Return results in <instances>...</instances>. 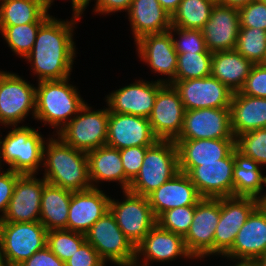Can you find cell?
<instances>
[{
	"label": "cell",
	"mask_w": 266,
	"mask_h": 266,
	"mask_svg": "<svg viewBox=\"0 0 266 266\" xmlns=\"http://www.w3.org/2000/svg\"><path fill=\"white\" fill-rule=\"evenodd\" d=\"M185 108L178 91L171 84H164L157 92L149 122L158 140L175 141L183 127Z\"/></svg>",
	"instance_id": "obj_15"
},
{
	"label": "cell",
	"mask_w": 266,
	"mask_h": 266,
	"mask_svg": "<svg viewBox=\"0 0 266 266\" xmlns=\"http://www.w3.org/2000/svg\"><path fill=\"white\" fill-rule=\"evenodd\" d=\"M234 163L233 196L260 199L263 186H265L263 184H266V176L262 174L261 166L250 157L244 156L236 148L234 149Z\"/></svg>",
	"instance_id": "obj_32"
},
{
	"label": "cell",
	"mask_w": 266,
	"mask_h": 266,
	"mask_svg": "<svg viewBox=\"0 0 266 266\" xmlns=\"http://www.w3.org/2000/svg\"><path fill=\"white\" fill-rule=\"evenodd\" d=\"M266 253V209L260 204L251 212L236 235L227 259L254 261Z\"/></svg>",
	"instance_id": "obj_22"
},
{
	"label": "cell",
	"mask_w": 266,
	"mask_h": 266,
	"mask_svg": "<svg viewBox=\"0 0 266 266\" xmlns=\"http://www.w3.org/2000/svg\"><path fill=\"white\" fill-rule=\"evenodd\" d=\"M229 109L235 138L266 127V98L247 96L237 91L233 93Z\"/></svg>",
	"instance_id": "obj_28"
},
{
	"label": "cell",
	"mask_w": 266,
	"mask_h": 266,
	"mask_svg": "<svg viewBox=\"0 0 266 266\" xmlns=\"http://www.w3.org/2000/svg\"><path fill=\"white\" fill-rule=\"evenodd\" d=\"M89 177L92 188L100 181H118L123 191L130 187V180L125 176L120 150L108 145L101 146L87 153Z\"/></svg>",
	"instance_id": "obj_29"
},
{
	"label": "cell",
	"mask_w": 266,
	"mask_h": 266,
	"mask_svg": "<svg viewBox=\"0 0 266 266\" xmlns=\"http://www.w3.org/2000/svg\"><path fill=\"white\" fill-rule=\"evenodd\" d=\"M239 92L247 96L266 98V65L254 64Z\"/></svg>",
	"instance_id": "obj_43"
},
{
	"label": "cell",
	"mask_w": 266,
	"mask_h": 266,
	"mask_svg": "<svg viewBox=\"0 0 266 266\" xmlns=\"http://www.w3.org/2000/svg\"><path fill=\"white\" fill-rule=\"evenodd\" d=\"M68 80L40 81L36 87L34 119L57 128L56 133L86 104Z\"/></svg>",
	"instance_id": "obj_3"
},
{
	"label": "cell",
	"mask_w": 266,
	"mask_h": 266,
	"mask_svg": "<svg viewBox=\"0 0 266 266\" xmlns=\"http://www.w3.org/2000/svg\"><path fill=\"white\" fill-rule=\"evenodd\" d=\"M79 18L73 15L72 20L61 21L50 16L39 27L34 46L24 58L32 64L38 82L70 78L76 54L73 28Z\"/></svg>",
	"instance_id": "obj_1"
},
{
	"label": "cell",
	"mask_w": 266,
	"mask_h": 266,
	"mask_svg": "<svg viewBox=\"0 0 266 266\" xmlns=\"http://www.w3.org/2000/svg\"><path fill=\"white\" fill-rule=\"evenodd\" d=\"M165 80H138L110 93L106 97L109 111L149 118L157 92L165 84Z\"/></svg>",
	"instance_id": "obj_17"
},
{
	"label": "cell",
	"mask_w": 266,
	"mask_h": 266,
	"mask_svg": "<svg viewBox=\"0 0 266 266\" xmlns=\"http://www.w3.org/2000/svg\"><path fill=\"white\" fill-rule=\"evenodd\" d=\"M179 172L178 151L174 141L157 140L147 148L137 176L130 182L129 192L148 196Z\"/></svg>",
	"instance_id": "obj_4"
},
{
	"label": "cell",
	"mask_w": 266,
	"mask_h": 266,
	"mask_svg": "<svg viewBox=\"0 0 266 266\" xmlns=\"http://www.w3.org/2000/svg\"><path fill=\"white\" fill-rule=\"evenodd\" d=\"M235 148L260 166L266 165V127L240 134L235 138Z\"/></svg>",
	"instance_id": "obj_39"
},
{
	"label": "cell",
	"mask_w": 266,
	"mask_h": 266,
	"mask_svg": "<svg viewBox=\"0 0 266 266\" xmlns=\"http://www.w3.org/2000/svg\"><path fill=\"white\" fill-rule=\"evenodd\" d=\"M266 185V184H265ZM266 193V192H265ZM262 195V197L259 199V204L266 209V194Z\"/></svg>",
	"instance_id": "obj_55"
},
{
	"label": "cell",
	"mask_w": 266,
	"mask_h": 266,
	"mask_svg": "<svg viewBox=\"0 0 266 266\" xmlns=\"http://www.w3.org/2000/svg\"><path fill=\"white\" fill-rule=\"evenodd\" d=\"M259 205L254 197H220V219L214 234V255H224L251 212Z\"/></svg>",
	"instance_id": "obj_14"
},
{
	"label": "cell",
	"mask_w": 266,
	"mask_h": 266,
	"mask_svg": "<svg viewBox=\"0 0 266 266\" xmlns=\"http://www.w3.org/2000/svg\"><path fill=\"white\" fill-rule=\"evenodd\" d=\"M1 138V137H0ZM45 140L35 129L28 126H12L4 139H0L1 161L7 163L12 171L21 174H36L43 163Z\"/></svg>",
	"instance_id": "obj_5"
},
{
	"label": "cell",
	"mask_w": 266,
	"mask_h": 266,
	"mask_svg": "<svg viewBox=\"0 0 266 266\" xmlns=\"http://www.w3.org/2000/svg\"><path fill=\"white\" fill-rule=\"evenodd\" d=\"M173 32L148 34L136 41L138 56L157 74L168 75L165 84H170L176 76L177 57L173 43Z\"/></svg>",
	"instance_id": "obj_24"
},
{
	"label": "cell",
	"mask_w": 266,
	"mask_h": 266,
	"mask_svg": "<svg viewBox=\"0 0 266 266\" xmlns=\"http://www.w3.org/2000/svg\"><path fill=\"white\" fill-rule=\"evenodd\" d=\"M134 42L148 34H160L171 28V15L157 0H132L128 11Z\"/></svg>",
	"instance_id": "obj_27"
},
{
	"label": "cell",
	"mask_w": 266,
	"mask_h": 266,
	"mask_svg": "<svg viewBox=\"0 0 266 266\" xmlns=\"http://www.w3.org/2000/svg\"><path fill=\"white\" fill-rule=\"evenodd\" d=\"M91 1V0H89ZM132 4V0H96L95 8L93 9L96 13L109 14L112 12H119L125 10L129 11Z\"/></svg>",
	"instance_id": "obj_48"
},
{
	"label": "cell",
	"mask_w": 266,
	"mask_h": 266,
	"mask_svg": "<svg viewBox=\"0 0 266 266\" xmlns=\"http://www.w3.org/2000/svg\"><path fill=\"white\" fill-rule=\"evenodd\" d=\"M110 199L99 188L72 192L67 230L85 235L109 211Z\"/></svg>",
	"instance_id": "obj_23"
},
{
	"label": "cell",
	"mask_w": 266,
	"mask_h": 266,
	"mask_svg": "<svg viewBox=\"0 0 266 266\" xmlns=\"http://www.w3.org/2000/svg\"><path fill=\"white\" fill-rule=\"evenodd\" d=\"M36 87L17 74L0 71V123L18 126L32 111L35 116Z\"/></svg>",
	"instance_id": "obj_10"
},
{
	"label": "cell",
	"mask_w": 266,
	"mask_h": 266,
	"mask_svg": "<svg viewBox=\"0 0 266 266\" xmlns=\"http://www.w3.org/2000/svg\"><path fill=\"white\" fill-rule=\"evenodd\" d=\"M47 181L35 174H21L0 222H35L40 219L41 196Z\"/></svg>",
	"instance_id": "obj_18"
},
{
	"label": "cell",
	"mask_w": 266,
	"mask_h": 266,
	"mask_svg": "<svg viewBox=\"0 0 266 266\" xmlns=\"http://www.w3.org/2000/svg\"><path fill=\"white\" fill-rule=\"evenodd\" d=\"M220 219V198H202L195 206L185 245L193 259L214 254V234Z\"/></svg>",
	"instance_id": "obj_12"
},
{
	"label": "cell",
	"mask_w": 266,
	"mask_h": 266,
	"mask_svg": "<svg viewBox=\"0 0 266 266\" xmlns=\"http://www.w3.org/2000/svg\"><path fill=\"white\" fill-rule=\"evenodd\" d=\"M162 8L168 12L171 16L177 10L182 0H157Z\"/></svg>",
	"instance_id": "obj_50"
},
{
	"label": "cell",
	"mask_w": 266,
	"mask_h": 266,
	"mask_svg": "<svg viewBox=\"0 0 266 266\" xmlns=\"http://www.w3.org/2000/svg\"><path fill=\"white\" fill-rule=\"evenodd\" d=\"M195 206H180L167 210L156 219L157 224L165 230L185 237L192 224Z\"/></svg>",
	"instance_id": "obj_40"
},
{
	"label": "cell",
	"mask_w": 266,
	"mask_h": 266,
	"mask_svg": "<svg viewBox=\"0 0 266 266\" xmlns=\"http://www.w3.org/2000/svg\"><path fill=\"white\" fill-rule=\"evenodd\" d=\"M235 50L253 64L264 63L266 31L259 28H240Z\"/></svg>",
	"instance_id": "obj_37"
},
{
	"label": "cell",
	"mask_w": 266,
	"mask_h": 266,
	"mask_svg": "<svg viewBox=\"0 0 266 266\" xmlns=\"http://www.w3.org/2000/svg\"><path fill=\"white\" fill-rule=\"evenodd\" d=\"M215 0H182L171 16V25L183 29L201 30L211 16Z\"/></svg>",
	"instance_id": "obj_34"
},
{
	"label": "cell",
	"mask_w": 266,
	"mask_h": 266,
	"mask_svg": "<svg viewBox=\"0 0 266 266\" xmlns=\"http://www.w3.org/2000/svg\"><path fill=\"white\" fill-rule=\"evenodd\" d=\"M148 147L150 146H133L120 150L125 176L130 181L137 176Z\"/></svg>",
	"instance_id": "obj_44"
},
{
	"label": "cell",
	"mask_w": 266,
	"mask_h": 266,
	"mask_svg": "<svg viewBox=\"0 0 266 266\" xmlns=\"http://www.w3.org/2000/svg\"><path fill=\"white\" fill-rule=\"evenodd\" d=\"M19 266H65V263L46 246Z\"/></svg>",
	"instance_id": "obj_47"
},
{
	"label": "cell",
	"mask_w": 266,
	"mask_h": 266,
	"mask_svg": "<svg viewBox=\"0 0 266 266\" xmlns=\"http://www.w3.org/2000/svg\"><path fill=\"white\" fill-rule=\"evenodd\" d=\"M234 150L218 162L200 163L197 167H179L186 173L202 198L233 196Z\"/></svg>",
	"instance_id": "obj_11"
},
{
	"label": "cell",
	"mask_w": 266,
	"mask_h": 266,
	"mask_svg": "<svg viewBox=\"0 0 266 266\" xmlns=\"http://www.w3.org/2000/svg\"><path fill=\"white\" fill-rule=\"evenodd\" d=\"M211 52L178 54L174 80L198 79L211 76Z\"/></svg>",
	"instance_id": "obj_35"
},
{
	"label": "cell",
	"mask_w": 266,
	"mask_h": 266,
	"mask_svg": "<svg viewBox=\"0 0 266 266\" xmlns=\"http://www.w3.org/2000/svg\"><path fill=\"white\" fill-rule=\"evenodd\" d=\"M45 8L48 10L50 6L52 5L54 0H41ZM72 8H73V14L80 16L82 15L83 11L88 6V2L86 0H71Z\"/></svg>",
	"instance_id": "obj_49"
},
{
	"label": "cell",
	"mask_w": 266,
	"mask_h": 266,
	"mask_svg": "<svg viewBox=\"0 0 266 266\" xmlns=\"http://www.w3.org/2000/svg\"><path fill=\"white\" fill-rule=\"evenodd\" d=\"M170 84L178 91L185 110L229 108L234 93L212 76L173 80Z\"/></svg>",
	"instance_id": "obj_13"
},
{
	"label": "cell",
	"mask_w": 266,
	"mask_h": 266,
	"mask_svg": "<svg viewBox=\"0 0 266 266\" xmlns=\"http://www.w3.org/2000/svg\"><path fill=\"white\" fill-rule=\"evenodd\" d=\"M65 266H106L93 246L85 241Z\"/></svg>",
	"instance_id": "obj_45"
},
{
	"label": "cell",
	"mask_w": 266,
	"mask_h": 266,
	"mask_svg": "<svg viewBox=\"0 0 266 266\" xmlns=\"http://www.w3.org/2000/svg\"><path fill=\"white\" fill-rule=\"evenodd\" d=\"M47 233L40 221L0 222V240L7 266H19L45 248Z\"/></svg>",
	"instance_id": "obj_7"
},
{
	"label": "cell",
	"mask_w": 266,
	"mask_h": 266,
	"mask_svg": "<svg viewBox=\"0 0 266 266\" xmlns=\"http://www.w3.org/2000/svg\"><path fill=\"white\" fill-rule=\"evenodd\" d=\"M179 167L218 162L235 149V139L175 140Z\"/></svg>",
	"instance_id": "obj_26"
},
{
	"label": "cell",
	"mask_w": 266,
	"mask_h": 266,
	"mask_svg": "<svg viewBox=\"0 0 266 266\" xmlns=\"http://www.w3.org/2000/svg\"><path fill=\"white\" fill-rule=\"evenodd\" d=\"M72 191L46 183L41 196L40 219L47 231L67 230Z\"/></svg>",
	"instance_id": "obj_31"
},
{
	"label": "cell",
	"mask_w": 266,
	"mask_h": 266,
	"mask_svg": "<svg viewBox=\"0 0 266 266\" xmlns=\"http://www.w3.org/2000/svg\"><path fill=\"white\" fill-rule=\"evenodd\" d=\"M239 31L238 9L218 3L214 5L209 20L201 29L206 47L211 53L234 50Z\"/></svg>",
	"instance_id": "obj_21"
},
{
	"label": "cell",
	"mask_w": 266,
	"mask_h": 266,
	"mask_svg": "<svg viewBox=\"0 0 266 266\" xmlns=\"http://www.w3.org/2000/svg\"><path fill=\"white\" fill-rule=\"evenodd\" d=\"M43 23H28L16 26L0 27L4 40L11 50L25 58L32 50L39 27Z\"/></svg>",
	"instance_id": "obj_36"
},
{
	"label": "cell",
	"mask_w": 266,
	"mask_h": 266,
	"mask_svg": "<svg viewBox=\"0 0 266 266\" xmlns=\"http://www.w3.org/2000/svg\"><path fill=\"white\" fill-rule=\"evenodd\" d=\"M253 65L235 49L215 52L212 55L211 76L237 92L243 87Z\"/></svg>",
	"instance_id": "obj_30"
},
{
	"label": "cell",
	"mask_w": 266,
	"mask_h": 266,
	"mask_svg": "<svg viewBox=\"0 0 266 266\" xmlns=\"http://www.w3.org/2000/svg\"><path fill=\"white\" fill-rule=\"evenodd\" d=\"M216 3L228 7H234V8H241L243 6H246L247 4L255 1V0H215Z\"/></svg>",
	"instance_id": "obj_51"
},
{
	"label": "cell",
	"mask_w": 266,
	"mask_h": 266,
	"mask_svg": "<svg viewBox=\"0 0 266 266\" xmlns=\"http://www.w3.org/2000/svg\"><path fill=\"white\" fill-rule=\"evenodd\" d=\"M168 31L176 32L179 35V39H175V36H173V43L177 54L210 52L206 47L201 30L183 29L171 26Z\"/></svg>",
	"instance_id": "obj_41"
},
{
	"label": "cell",
	"mask_w": 266,
	"mask_h": 266,
	"mask_svg": "<svg viewBox=\"0 0 266 266\" xmlns=\"http://www.w3.org/2000/svg\"><path fill=\"white\" fill-rule=\"evenodd\" d=\"M0 168V211L3 215H0V221L2 216L5 215L6 209L8 207V203L13 194L15 183L21 173L14 172L11 169H7V171L1 172Z\"/></svg>",
	"instance_id": "obj_46"
},
{
	"label": "cell",
	"mask_w": 266,
	"mask_h": 266,
	"mask_svg": "<svg viewBox=\"0 0 266 266\" xmlns=\"http://www.w3.org/2000/svg\"><path fill=\"white\" fill-rule=\"evenodd\" d=\"M91 108L86 103L57 133L65 144L85 153L107 142L109 109L92 111Z\"/></svg>",
	"instance_id": "obj_6"
},
{
	"label": "cell",
	"mask_w": 266,
	"mask_h": 266,
	"mask_svg": "<svg viewBox=\"0 0 266 266\" xmlns=\"http://www.w3.org/2000/svg\"><path fill=\"white\" fill-rule=\"evenodd\" d=\"M240 28H259L266 31V4L255 0L238 9Z\"/></svg>",
	"instance_id": "obj_42"
},
{
	"label": "cell",
	"mask_w": 266,
	"mask_h": 266,
	"mask_svg": "<svg viewBox=\"0 0 266 266\" xmlns=\"http://www.w3.org/2000/svg\"><path fill=\"white\" fill-rule=\"evenodd\" d=\"M43 150V178L47 183L72 192L92 188L87 153L65 144L59 137L48 139Z\"/></svg>",
	"instance_id": "obj_2"
},
{
	"label": "cell",
	"mask_w": 266,
	"mask_h": 266,
	"mask_svg": "<svg viewBox=\"0 0 266 266\" xmlns=\"http://www.w3.org/2000/svg\"><path fill=\"white\" fill-rule=\"evenodd\" d=\"M235 139L229 108L186 110L183 127L176 140Z\"/></svg>",
	"instance_id": "obj_16"
},
{
	"label": "cell",
	"mask_w": 266,
	"mask_h": 266,
	"mask_svg": "<svg viewBox=\"0 0 266 266\" xmlns=\"http://www.w3.org/2000/svg\"><path fill=\"white\" fill-rule=\"evenodd\" d=\"M48 11L41 0H5L0 2V27L44 23Z\"/></svg>",
	"instance_id": "obj_33"
},
{
	"label": "cell",
	"mask_w": 266,
	"mask_h": 266,
	"mask_svg": "<svg viewBox=\"0 0 266 266\" xmlns=\"http://www.w3.org/2000/svg\"><path fill=\"white\" fill-rule=\"evenodd\" d=\"M122 202L110 199L109 211L131 244L136 247L157 224L148 198L123 191Z\"/></svg>",
	"instance_id": "obj_9"
},
{
	"label": "cell",
	"mask_w": 266,
	"mask_h": 266,
	"mask_svg": "<svg viewBox=\"0 0 266 266\" xmlns=\"http://www.w3.org/2000/svg\"><path fill=\"white\" fill-rule=\"evenodd\" d=\"M85 237L105 263L111 261L118 266H133L135 247L121 231L110 211L94 223Z\"/></svg>",
	"instance_id": "obj_8"
},
{
	"label": "cell",
	"mask_w": 266,
	"mask_h": 266,
	"mask_svg": "<svg viewBox=\"0 0 266 266\" xmlns=\"http://www.w3.org/2000/svg\"><path fill=\"white\" fill-rule=\"evenodd\" d=\"M147 198L156 219L167 210L196 205L202 199L188 175L180 171Z\"/></svg>",
	"instance_id": "obj_25"
},
{
	"label": "cell",
	"mask_w": 266,
	"mask_h": 266,
	"mask_svg": "<svg viewBox=\"0 0 266 266\" xmlns=\"http://www.w3.org/2000/svg\"><path fill=\"white\" fill-rule=\"evenodd\" d=\"M135 254L136 258L133 266H141L139 262L141 255L144 259H142V266L149 265L151 261L165 262L176 260L175 258L178 256L188 259L193 258L186 248L184 237L165 230L158 224L135 247Z\"/></svg>",
	"instance_id": "obj_20"
},
{
	"label": "cell",
	"mask_w": 266,
	"mask_h": 266,
	"mask_svg": "<svg viewBox=\"0 0 266 266\" xmlns=\"http://www.w3.org/2000/svg\"><path fill=\"white\" fill-rule=\"evenodd\" d=\"M236 262L237 264H235L234 266H256L254 261H238L237 260Z\"/></svg>",
	"instance_id": "obj_54"
},
{
	"label": "cell",
	"mask_w": 266,
	"mask_h": 266,
	"mask_svg": "<svg viewBox=\"0 0 266 266\" xmlns=\"http://www.w3.org/2000/svg\"><path fill=\"white\" fill-rule=\"evenodd\" d=\"M157 140L148 118L109 111L106 145L122 150L152 146Z\"/></svg>",
	"instance_id": "obj_19"
},
{
	"label": "cell",
	"mask_w": 266,
	"mask_h": 266,
	"mask_svg": "<svg viewBox=\"0 0 266 266\" xmlns=\"http://www.w3.org/2000/svg\"><path fill=\"white\" fill-rule=\"evenodd\" d=\"M85 241V235L75 231L60 229L50 230L47 233V247L64 263L78 251Z\"/></svg>",
	"instance_id": "obj_38"
},
{
	"label": "cell",
	"mask_w": 266,
	"mask_h": 266,
	"mask_svg": "<svg viewBox=\"0 0 266 266\" xmlns=\"http://www.w3.org/2000/svg\"><path fill=\"white\" fill-rule=\"evenodd\" d=\"M0 266H7V263H6L5 257H4V252H3V249H2L1 240H0Z\"/></svg>",
	"instance_id": "obj_53"
},
{
	"label": "cell",
	"mask_w": 266,
	"mask_h": 266,
	"mask_svg": "<svg viewBox=\"0 0 266 266\" xmlns=\"http://www.w3.org/2000/svg\"><path fill=\"white\" fill-rule=\"evenodd\" d=\"M256 266H266V253L263 254L260 258L254 260Z\"/></svg>",
	"instance_id": "obj_52"
}]
</instances>
